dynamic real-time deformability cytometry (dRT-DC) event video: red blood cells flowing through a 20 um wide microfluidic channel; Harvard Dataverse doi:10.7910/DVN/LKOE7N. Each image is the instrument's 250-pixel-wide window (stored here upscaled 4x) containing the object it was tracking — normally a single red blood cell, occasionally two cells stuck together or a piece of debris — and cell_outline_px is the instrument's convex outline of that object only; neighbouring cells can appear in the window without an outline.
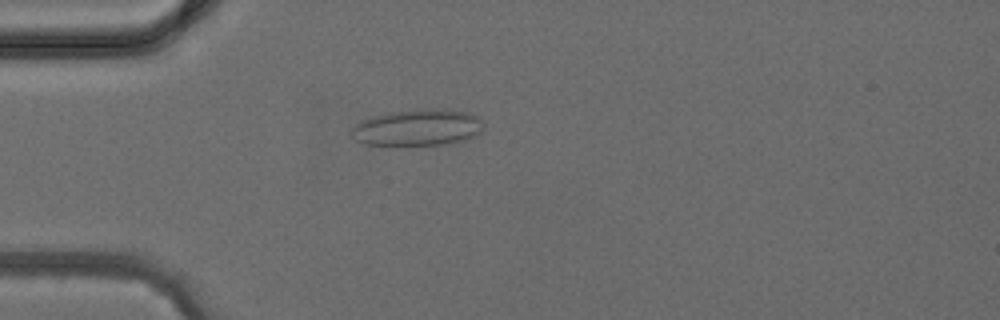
{"species": "common noctule bat (a hibernating species)", "species_latin": "Nyctalus noctula", "temperature_condition": "cold", "stored_images_in_passage": 2, "camera_frame_rate_fps": 3000, "um_per_image_px": 0.085, "animal": {"sex": "female", "body_mass_g": 24.6, "forearm_length_mm": 56.2}, "frame": {"image": 1, "passage_image": 2, "time_ms": 2.0, "image_size_px": [1000, 320], "cell_outline_px": [[484, 128], [476, 136], [464, 140], [448, 144], [408, 148], [400, 148], [364, 144], [356, 140], [352, 132], [352, 128], [356, 124], [364, 120], [376, 116], [392, 112], [436, 108], [468, 112], [480, 116]], "centroid_in_image_um": [35.54, 10.9], "position_along_channel_um": 49.5, "area_um2": 28.96}}